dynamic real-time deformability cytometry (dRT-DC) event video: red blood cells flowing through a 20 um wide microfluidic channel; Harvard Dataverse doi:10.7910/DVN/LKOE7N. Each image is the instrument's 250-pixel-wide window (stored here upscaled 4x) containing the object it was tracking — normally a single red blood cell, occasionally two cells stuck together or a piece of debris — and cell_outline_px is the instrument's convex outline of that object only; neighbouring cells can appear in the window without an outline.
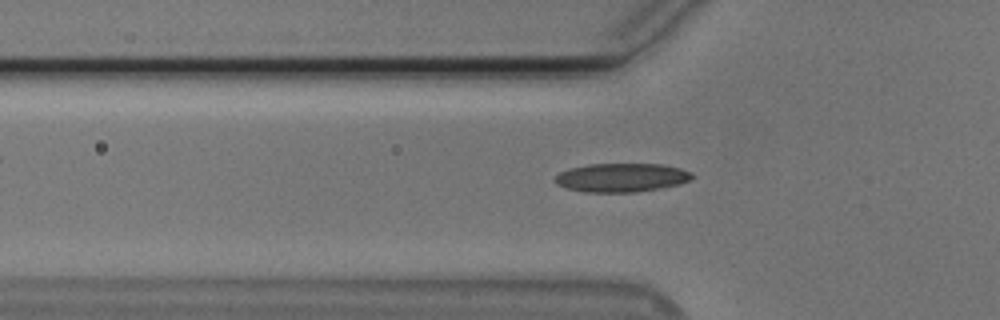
{"species": "Egyptian fruit bat (a non-hibernating species)", "species_latin": "Rousettus aegyptiacus", "temperature_condition": "cold", "stored_images_in_passage": 38, "camera_frame_rate_fps": 3000, "um_per_image_px": 0.085, "animal": {"sex": "male"}, "frame": {"image": 1, "passage_image": 4, "time_ms": 1.0, "image_size_px": [1000, 320], "cell_outline_px": [[692, 176], [688, 180], [680, 184], [660, 188], [636, 192], [584, 192], [568, 188], [556, 184], [556, 176], [560, 172], [572, 168], [588, 164], [664, 164], [680, 168], [692, 172]], "centroid_in_image_um": [52.85, 15.09], "position_along_channel_um": 73.0, "area_um2": 22.77}}
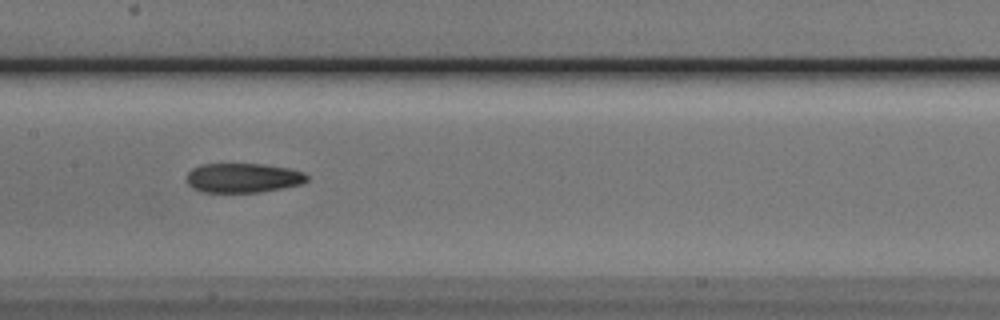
{"frame": {"image": 2, "passage_image": 13, "time_ms": 4.0, "image_size_px": [1000, 320], "cell_outline_px": [[308, 180], [300, 184], [260, 192], [204, 192], [192, 188], [188, 184], [188, 172], [192, 168], [200, 164], [264, 164], [288, 168], [304, 172], [308, 176]], "centroid_in_image_um": [20.65, 15.11], "position_along_channel_um": 186.7, "area_um2": 20.58}}
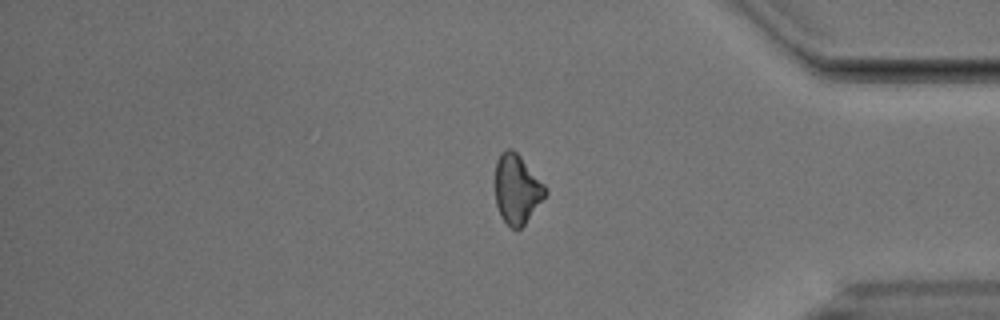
{"frame": {"image": 3, "passage_image": 31, "time_ms": 10.0, "image_size_px": [1000, 320], "cell_outline_px": [[548, 192], [524, 224], [520, 228], [512, 228], [500, 216], [496, 204], [496, 160], [500, 152], [508, 148], [512, 148], [520, 156], [544, 184]], "centroid_in_image_um": [43.92, 16.05], "position_along_channel_um": 391.3, "area_um2": 19.94}}